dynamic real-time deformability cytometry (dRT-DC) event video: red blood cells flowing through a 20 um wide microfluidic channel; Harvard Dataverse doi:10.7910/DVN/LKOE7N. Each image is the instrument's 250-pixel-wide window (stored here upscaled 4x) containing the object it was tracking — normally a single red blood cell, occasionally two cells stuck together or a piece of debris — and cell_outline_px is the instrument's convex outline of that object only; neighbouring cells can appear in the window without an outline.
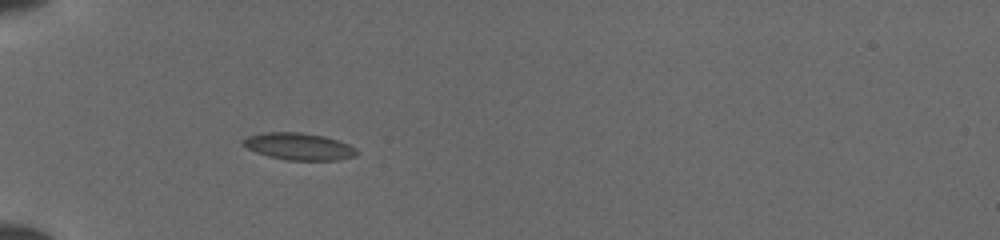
{"species": "common noctule bat (a hibernating species)", "species_latin": "Nyctalus noctula", "temperature_condition": "cold", "stored_images_in_passage": 33, "camera_frame_rate_fps": 3000, "um_per_image_px": 0.085, "animal": {"sex": "female", "body_mass_g": 19.5, "forearm_length_mm": 54.1}, "frame": {"image": 1, "passage_image": 6, "time_ms": 1.667, "image_size_px": [1000, 240], "cell_outline_px": [[356, 156], [336, 160], [288, 160], [268, 156], [256, 152], [240, 144], [240, 140], [248, 136], [260, 132], [300, 132], [324, 136], [348, 144], [356, 148]], "centroid_in_image_um": [25.34, 12.44], "position_along_channel_um": 59.7, "area_um2": 17.92}}
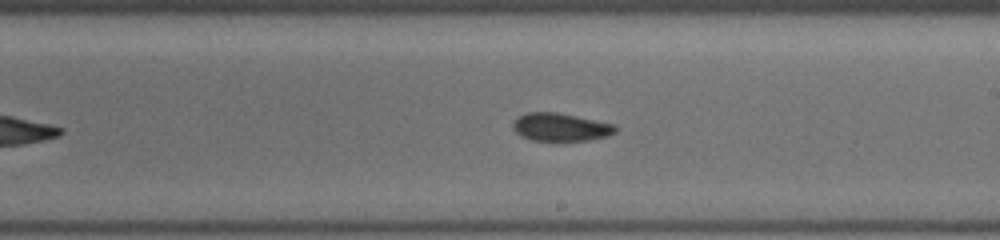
{"frame": {"image": 2, "passage_image": 20, "time_ms": 6.333, "image_size_px": [1000, 240], "cell_outline_px": [[616, 132], [608, 136], [588, 140], [532, 140], [520, 136], [512, 128], [512, 124], [520, 116], [528, 112], [552, 112], [576, 116], [612, 124], [616, 128]], "centroid_in_image_um": [47.62, 10.81], "position_along_channel_um": 241.4, "area_um2": 16.36}}
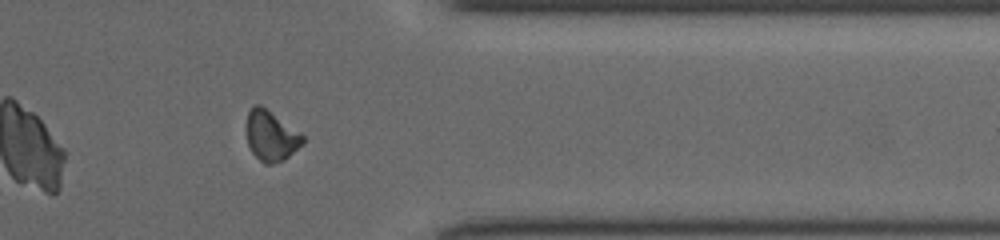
{"frame": {"image": 3, "passage_image": 31, "time_ms": 10.0, "image_size_px": [1000, 240], "cell_outline_px": [[304, 144], [284, 160], [272, 164], [264, 164], [252, 152], [248, 144], [248, 112], [256, 104], [260, 104], [304, 136]], "centroid_in_image_um": [23.06, 11.58], "position_along_channel_um": 388.3, "area_um2": 16.07}}